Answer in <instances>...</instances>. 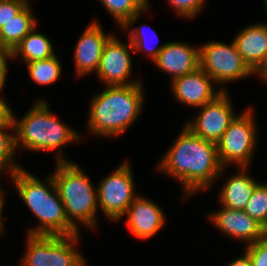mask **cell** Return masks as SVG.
Segmentation results:
<instances>
[{
    "label": "cell",
    "mask_w": 267,
    "mask_h": 266,
    "mask_svg": "<svg viewBox=\"0 0 267 266\" xmlns=\"http://www.w3.org/2000/svg\"><path fill=\"white\" fill-rule=\"evenodd\" d=\"M177 135L155 170L175 178L181 185V199L186 201L198 192L210 190L227 175V168L219 161L217 144L198 137L185 125Z\"/></svg>",
    "instance_id": "obj_1"
},
{
    "label": "cell",
    "mask_w": 267,
    "mask_h": 266,
    "mask_svg": "<svg viewBox=\"0 0 267 266\" xmlns=\"http://www.w3.org/2000/svg\"><path fill=\"white\" fill-rule=\"evenodd\" d=\"M48 101L45 97L33 101V106L20 118L12 110L16 150L23 149L22 151L33 153L53 151L56 155L55 162H71V159L64 155L63 147L76 144L84 138L80 131L53 113Z\"/></svg>",
    "instance_id": "obj_2"
},
{
    "label": "cell",
    "mask_w": 267,
    "mask_h": 266,
    "mask_svg": "<svg viewBox=\"0 0 267 266\" xmlns=\"http://www.w3.org/2000/svg\"><path fill=\"white\" fill-rule=\"evenodd\" d=\"M143 83L105 86L91 95L88 104L87 132L90 137L117 138L137 122L145 105Z\"/></svg>",
    "instance_id": "obj_3"
},
{
    "label": "cell",
    "mask_w": 267,
    "mask_h": 266,
    "mask_svg": "<svg viewBox=\"0 0 267 266\" xmlns=\"http://www.w3.org/2000/svg\"><path fill=\"white\" fill-rule=\"evenodd\" d=\"M20 200L38 223L26 230L31 235H76L79 232L67 219L52 174L42 181L25 167L9 174Z\"/></svg>",
    "instance_id": "obj_4"
},
{
    "label": "cell",
    "mask_w": 267,
    "mask_h": 266,
    "mask_svg": "<svg viewBox=\"0 0 267 266\" xmlns=\"http://www.w3.org/2000/svg\"><path fill=\"white\" fill-rule=\"evenodd\" d=\"M83 170L77 162H55L51 174L68 221L79 232L81 227L94 232L98 230L97 188Z\"/></svg>",
    "instance_id": "obj_5"
},
{
    "label": "cell",
    "mask_w": 267,
    "mask_h": 266,
    "mask_svg": "<svg viewBox=\"0 0 267 266\" xmlns=\"http://www.w3.org/2000/svg\"><path fill=\"white\" fill-rule=\"evenodd\" d=\"M81 235L26 234V250L18 266H89L86 256L78 249Z\"/></svg>",
    "instance_id": "obj_6"
},
{
    "label": "cell",
    "mask_w": 267,
    "mask_h": 266,
    "mask_svg": "<svg viewBox=\"0 0 267 266\" xmlns=\"http://www.w3.org/2000/svg\"><path fill=\"white\" fill-rule=\"evenodd\" d=\"M247 106L230 123L217 143L219 161L223 168L252 165L258 146V130L255 109ZM258 133V134H257Z\"/></svg>",
    "instance_id": "obj_7"
},
{
    "label": "cell",
    "mask_w": 267,
    "mask_h": 266,
    "mask_svg": "<svg viewBox=\"0 0 267 266\" xmlns=\"http://www.w3.org/2000/svg\"><path fill=\"white\" fill-rule=\"evenodd\" d=\"M200 68L210 76L223 92L224 86L254 76V72L243 61L233 40L225 43L208 41L199 45Z\"/></svg>",
    "instance_id": "obj_8"
},
{
    "label": "cell",
    "mask_w": 267,
    "mask_h": 266,
    "mask_svg": "<svg viewBox=\"0 0 267 266\" xmlns=\"http://www.w3.org/2000/svg\"><path fill=\"white\" fill-rule=\"evenodd\" d=\"M132 168L129 160L125 159L96 185L99 212L112 223L123 220L128 207L139 195L135 190L136 181Z\"/></svg>",
    "instance_id": "obj_9"
},
{
    "label": "cell",
    "mask_w": 267,
    "mask_h": 266,
    "mask_svg": "<svg viewBox=\"0 0 267 266\" xmlns=\"http://www.w3.org/2000/svg\"><path fill=\"white\" fill-rule=\"evenodd\" d=\"M231 98L229 91L222 92L213 101L197 108L196 116L184 125L198 137L217 144L239 114L234 110Z\"/></svg>",
    "instance_id": "obj_10"
},
{
    "label": "cell",
    "mask_w": 267,
    "mask_h": 266,
    "mask_svg": "<svg viewBox=\"0 0 267 266\" xmlns=\"http://www.w3.org/2000/svg\"><path fill=\"white\" fill-rule=\"evenodd\" d=\"M134 48L131 43L114 34L104 46L96 77L104 86H129L143 83L139 77L132 78Z\"/></svg>",
    "instance_id": "obj_11"
},
{
    "label": "cell",
    "mask_w": 267,
    "mask_h": 266,
    "mask_svg": "<svg viewBox=\"0 0 267 266\" xmlns=\"http://www.w3.org/2000/svg\"><path fill=\"white\" fill-rule=\"evenodd\" d=\"M113 34L106 33L96 18L88 23L77 40L72 56L77 79L96 74L104 46Z\"/></svg>",
    "instance_id": "obj_12"
},
{
    "label": "cell",
    "mask_w": 267,
    "mask_h": 266,
    "mask_svg": "<svg viewBox=\"0 0 267 266\" xmlns=\"http://www.w3.org/2000/svg\"><path fill=\"white\" fill-rule=\"evenodd\" d=\"M221 208L210 211L207 221L223 235L231 237L234 242L248 246L262 239L267 230L245 211L235 210L220 205Z\"/></svg>",
    "instance_id": "obj_13"
},
{
    "label": "cell",
    "mask_w": 267,
    "mask_h": 266,
    "mask_svg": "<svg viewBox=\"0 0 267 266\" xmlns=\"http://www.w3.org/2000/svg\"><path fill=\"white\" fill-rule=\"evenodd\" d=\"M169 83L175 101L194 109L213 101L223 92L200 67L190 74L174 78Z\"/></svg>",
    "instance_id": "obj_14"
},
{
    "label": "cell",
    "mask_w": 267,
    "mask_h": 266,
    "mask_svg": "<svg viewBox=\"0 0 267 266\" xmlns=\"http://www.w3.org/2000/svg\"><path fill=\"white\" fill-rule=\"evenodd\" d=\"M156 202L139 195L128 207L125 218V226L135 238L149 240L158 234L167 223V216Z\"/></svg>",
    "instance_id": "obj_15"
},
{
    "label": "cell",
    "mask_w": 267,
    "mask_h": 266,
    "mask_svg": "<svg viewBox=\"0 0 267 266\" xmlns=\"http://www.w3.org/2000/svg\"><path fill=\"white\" fill-rule=\"evenodd\" d=\"M158 70L170 75V82L190 74L200 67L199 46L182 41L165 42L164 48L152 62Z\"/></svg>",
    "instance_id": "obj_16"
},
{
    "label": "cell",
    "mask_w": 267,
    "mask_h": 266,
    "mask_svg": "<svg viewBox=\"0 0 267 266\" xmlns=\"http://www.w3.org/2000/svg\"><path fill=\"white\" fill-rule=\"evenodd\" d=\"M232 39L243 61L255 72L267 59V22L246 25Z\"/></svg>",
    "instance_id": "obj_17"
},
{
    "label": "cell",
    "mask_w": 267,
    "mask_h": 266,
    "mask_svg": "<svg viewBox=\"0 0 267 266\" xmlns=\"http://www.w3.org/2000/svg\"><path fill=\"white\" fill-rule=\"evenodd\" d=\"M248 167H238L234 174H230L218 192L219 205L235 210L244 211L252 192L259 180L251 175ZM250 173V174H249Z\"/></svg>",
    "instance_id": "obj_18"
},
{
    "label": "cell",
    "mask_w": 267,
    "mask_h": 266,
    "mask_svg": "<svg viewBox=\"0 0 267 266\" xmlns=\"http://www.w3.org/2000/svg\"><path fill=\"white\" fill-rule=\"evenodd\" d=\"M149 10H151V5L143 12L133 15L127 21V23L119 29V32H129L128 40L134 48V54L140 51L146 53L148 56L147 58H149V60L153 62L158 56L159 52L164 48L165 43H161L159 46L157 42L159 36L156 31L153 30V27L151 28L150 25L148 26V24L146 25L145 23H142L140 26L135 25L140 20L142 15H148V13L151 12Z\"/></svg>",
    "instance_id": "obj_19"
},
{
    "label": "cell",
    "mask_w": 267,
    "mask_h": 266,
    "mask_svg": "<svg viewBox=\"0 0 267 266\" xmlns=\"http://www.w3.org/2000/svg\"><path fill=\"white\" fill-rule=\"evenodd\" d=\"M31 3V4H30ZM29 2L13 19L0 28V45L13 51L17 45L37 26L39 21Z\"/></svg>",
    "instance_id": "obj_20"
},
{
    "label": "cell",
    "mask_w": 267,
    "mask_h": 266,
    "mask_svg": "<svg viewBox=\"0 0 267 266\" xmlns=\"http://www.w3.org/2000/svg\"><path fill=\"white\" fill-rule=\"evenodd\" d=\"M37 25L12 51V60H23L24 64L36 60H45L57 54L54 43Z\"/></svg>",
    "instance_id": "obj_21"
},
{
    "label": "cell",
    "mask_w": 267,
    "mask_h": 266,
    "mask_svg": "<svg viewBox=\"0 0 267 266\" xmlns=\"http://www.w3.org/2000/svg\"><path fill=\"white\" fill-rule=\"evenodd\" d=\"M15 127L12 117L4 124H0V172L12 174L23 168L16 158Z\"/></svg>",
    "instance_id": "obj_22"
},
{
    "label": "cell",
    "mask_w": 267,
    "mask_h": 266,
    "mask_svg": "<svg viewBox=\"0 0 267 266\" xmlns=\"http://www.w3.org/2000/svg\"><path fill=\"white\" fill-rule=\"evenodd\" d=\"M59 55H54L45 60H36L25 63L32 82L39 86H50L61 79L63 73V63Z\"/></svg>",
    "instance_id": "obj_23"
},
{
    "label": "cell",
    "mask_w": 267,
    "mask_h": 266,
    "mask_svg": "<svg viewBox=\"0 0 267 266\" xmlns=\"http://www.w3.org/2000/svg\"><path fill=\"white\" fill-rule=\"evenodd\" d=\"M120 29L135 14L151 5L150 0H98Z\"/></svg>",
    "instance_id": "obj_24"
},
{
    "label": "cell",
    "mask_w": 267,
    "mask_h": 266,
    "mask_svg": "<svg viewBox=\"0 0 267 266\" xmlns=\"http://www.w3.org/2000/svg\"><path fill=\"white\" fill-rule=\"evenodd\" d=\"M244 211L267 230V181L256 185Z\"/></svg>",
    "instance_id": "obj_25"
},
{
    "label": "cell",
    "mask_w": 267,
    "mask_h": 266,
    "mask_svg": "<svg viewBox=\"0 0 267 266\" xmlns=\"http://www.w3.org/2000/svg\"><path fill=\"white\" fill-rule=\"evenodd\" d=\"M175 14L182 19L193 20L201 14L206 5V0H166Z\"/></svg>",
    "instance_id": "obj_26"
},
{
    "label": "cell",
    "mask_w": 267,
    "mask_h": 266,
    "mask_svg": "<svg viewBox=\"0 0 267 266\" xmlns=\"http://www.w3.org/2000/svg\"><path fill=\"white\" fill-rule=\"evenodd\" d=\"M244 251L253 266H267V234L255 243L245 246Z\"/></svg>",
    "instance_id": "obj_27"
},
{
    "label": "cell",
    "mask_w": 267,
    "mask_h": 266,
    "mask_svg": "<svg viewBox=\"0 0 267 266\" xmlns=\"http://www.w3.org/2000/svg\"><path fill=\"white\" fill-rule=\"evenodd\" d=\"M28 3V0H0V28L13 19Z\"/></svg>",
    "instance_id": "obj_28"
},
{
    "label": "cell",
    "mask_w": 267,
    "mask_h": 266,
    "mask_svg": "<svg viewBox=\"0 0 267 266\" xmlns=\"http://www.w3.org/2000/svg\"><path fill=\"white\" fill-rule=\"evenodd\" d=\"M12 60V51L0 45V93L5 90L8 79L9 62Z\"/></svg>",
    "instance_id": "obj_29"
},
{
    "label": "cell",
    "mask_w": 267,
    "mask_h": 266,
    "mask_svg": "<svg viewBox=\"0 0 267 266\" xmlns=\"http://www.w3.org/2000/svg\"><path fill=\"white\" fill-rule=\"evenodd\" d=\"M4 176V173H1L0 172V177H3ZM5 187H2L1 185V181H0V235L2 236V234H4V231H5V220H4V216H3V212H4V209H5V203H6V199L8 196H7V192L5 189Z\"/></svg>",
    "instance_id": "obj_30"
},
{
    "label": "cell",
    "mask_w": 267,
    "mask_h": 266,
    "mask_svg": "<svg viewBox=\"0 0 267 266\" xmlns=\"http://www.w3.org/2000/svg\"><path fill=\"white\" fill-rule=\"evenodd\" d=\"M0 93V124L6 123L12 117V107Z\"/></svg>",
    "instance_id": "obj_31"
},
{
    "label": "cell",
    "mask_w": 267,
    "mask_h": 266,
    "mask_svg": "<svg viewBox=\"0 0 267 266\" xmlns=\"http://www.w3.org/2000/svg\"><path fill=\"white\" fill-rule=\"evenodd\" d=\"M244 253L241 256L232 258V261L226 263V266H253L248 254L243 251Z\"/></svg>",
    "instance_id": "obj_32"
},
{
    "label": "cell",
    "mask_w": 267,
    "mask_h": 266,
    "mask_svg": "<svg viewBox=\"0 0 267 266\" xmlns=\"http://www.w3.org/2000/svg\"><path fill=\"white\" fill-rule=\"evenodd\" d=\"M258 80H261L260 82L266 83L267 85V59L260 65V67L254 72V76Z\"/></svg>",
    "instance_id": "obj_33"
},
{
    "label": "cell",
    "mask_w": 267,
    "mask_h": 266,
    "mask_svg": "<svg viewBox=\"0 0 267 266\" xmlns=\"http://www.w3.org/2000/svg\"><path fill=\"white\" fill-rule=\"evenodd\" d=\"M262 2H263V5H264L263 7H264V10H265L266 19H267V0H262Z\"/></svg>",
    "instance_id": "obj_34"
}]
</instances>
